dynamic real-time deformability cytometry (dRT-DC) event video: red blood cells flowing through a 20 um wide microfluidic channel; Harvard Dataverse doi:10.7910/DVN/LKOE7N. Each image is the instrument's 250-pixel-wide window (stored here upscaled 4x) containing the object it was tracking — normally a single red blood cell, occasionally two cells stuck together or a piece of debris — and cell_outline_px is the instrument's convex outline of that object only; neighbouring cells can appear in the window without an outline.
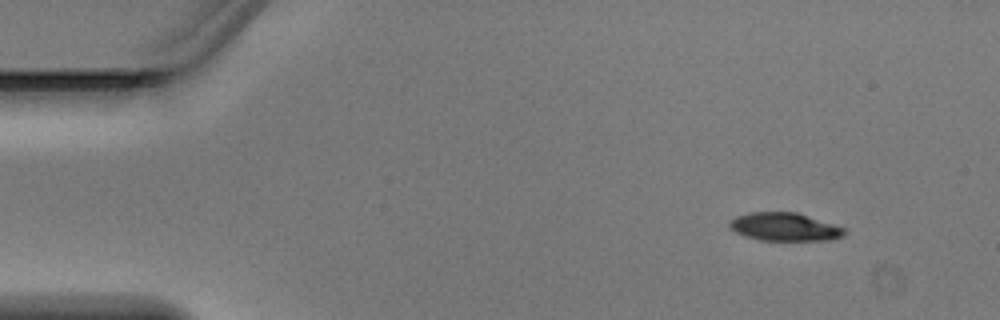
{"species": "Egyptian fruit bat (a non-hibernating species)", "species_latin": "Rousettus aegyptiacus", "temperature_condition": "warm", "stored_images_in_passage": 4, "camera_frame_rate_fps": 3000, "um_per_image_px": 0.085, "animal": {"sex": "male"}, "frame": {"image": 1, "passage_image": 1, "time_ms": 0.0, "image_size_px": [1000, 320], "cell_outline_px": [[848, 232], [844, 236], [836, 240], [760, 240], [744, 236], [728, 228], [728, 220], [736, 216], [748, 212], [796, 212], [844, 228]], "centroid_in_image_um": [66.66, 19.29], "position_along_channel_um": 18.3, "area_um2": 19.02}}